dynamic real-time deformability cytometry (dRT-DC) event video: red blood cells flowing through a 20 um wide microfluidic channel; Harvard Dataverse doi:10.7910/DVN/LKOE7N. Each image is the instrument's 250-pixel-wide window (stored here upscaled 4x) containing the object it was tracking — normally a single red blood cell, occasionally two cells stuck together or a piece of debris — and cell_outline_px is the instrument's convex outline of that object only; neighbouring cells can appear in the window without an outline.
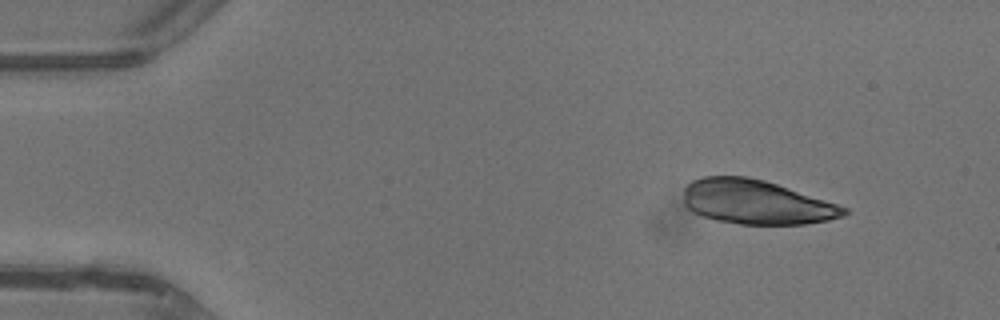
{"species": "common noctule bat (a hibernating species)", "species_latin": "Nyctalus noctula", "temperature_condition": "warm", "stored_images_in_passage": 3, "camera_frame_rate_fps": 3000, "um_per_image_px": 0.085, "animal": {"sex": "male", "body_mass_g": 13.3}, "frame": {"image": 1, "passage_image": 1, "time_ms": 0.0, "image_size_px": [1000, 320], "cell_outline_px": [[848, 212], [844, 216], [828, 220], [804, 224], [740, 224], [716, 220], [692, 212], [684, 204], [684, 188], [692, 180], [704, 176], [748, 176], [764, 180], [848, 208]], "centroid_in_image_um": [64.24, 17.18], "position_along_channel_um": 20.8, "area_um2": 41.1}}